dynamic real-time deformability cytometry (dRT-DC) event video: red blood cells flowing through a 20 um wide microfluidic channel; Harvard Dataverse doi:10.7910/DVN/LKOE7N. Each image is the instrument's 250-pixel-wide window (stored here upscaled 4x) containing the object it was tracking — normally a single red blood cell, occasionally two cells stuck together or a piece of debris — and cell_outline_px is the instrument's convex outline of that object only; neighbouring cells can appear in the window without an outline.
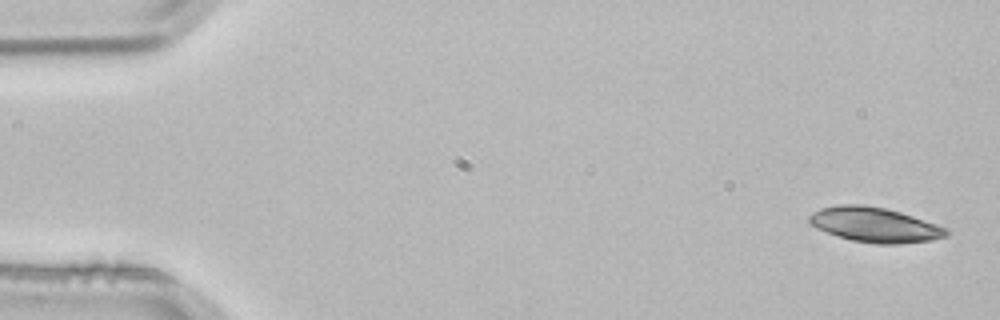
{"species": "common noctule bat (a hibernating species)", "species_latin": "Nyctalus noctula", "temperature_condition": "room temperature", "stored_images_in_passage": 5, "segment_of_instrument_passage": [2, 2], "camera_frame_rate_fps": 3000, "um_per_image_px": 0.085, "animal": {"sex": "male", "body_mass_g": 21.5, "forearm_length_mm": 52.0}, "frame": {"image": 1, "passage_image": 5, "time_ms": 1.333, "image_size_px": [1000, 320], "cell_outline_px": [[948, 236], [932, 240], [900, 244], [876, 244], [852, 240], [816, 228], [808, 220], [808, 216], [812, 212], [820, 208], [840, 204], [864, 204], [884, 208], [900, 212], [948, 228]], "centroid_in_image_um": [74.36, 19.1], "position_along_channel_um": 10.6, "area_um2": 27.74}}